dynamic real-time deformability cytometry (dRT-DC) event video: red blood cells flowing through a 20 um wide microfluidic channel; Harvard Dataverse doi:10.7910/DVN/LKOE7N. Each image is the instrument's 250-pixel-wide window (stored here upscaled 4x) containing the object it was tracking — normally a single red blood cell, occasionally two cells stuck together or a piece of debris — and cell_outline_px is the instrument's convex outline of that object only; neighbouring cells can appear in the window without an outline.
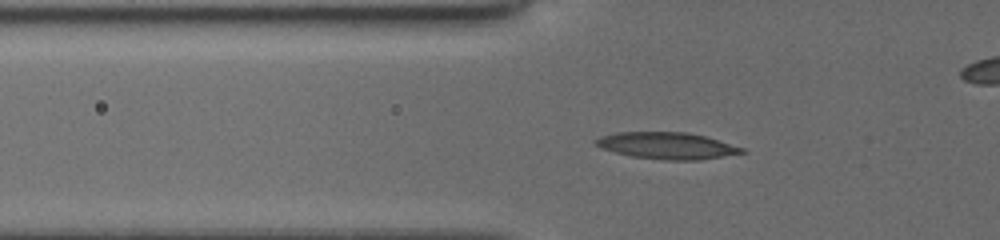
{"species": "common noctule bat (a hibernating species)", "species_latin": "Nyctalus noctula", "temperature_condition": "cold", "stored_images_in_passage": 48, "camera_frame_rate_fps": 3000, "um_per_image_px": 0.085, "animal": {"sex": "female", "body_mass_g": 19.5, "forearm_length_mm": 54.1}, "frame": {"image": 1, "passage_image": 13, "time_ms": 4.0, "image_size_px": [1000, 240], "cell_outline_px": [[748, 152], [700, 160], [664, 160], [632, 156], [600, 148], [592, 144], [592, 140], [600, 136], [616, 132], [688, 132], [704, 136], [744, 148]], "centroid_in_image_um": [56.65, 12.38], "position_along_channel_um": 69.2, "area_um2": 22.83}}
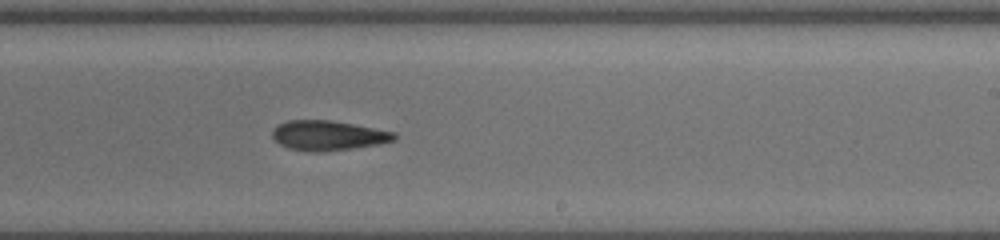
{"frame": {"image": 2, "passage_image": 28, "time_ms": 9.0, "image_size_px": [1000, 240], "cell_outline_px": [[396, 140], [376, 144], [352, 148], [320, 152], [308, 152], [288, 148], [280, 144], [272, 136], [272, 128], [288, 120], [332, 120], [396, 132]], "centroid_in_image_um": [27.87, 11.51], "position_along_channel_um": 261.1, "area_um2": 21.15}}
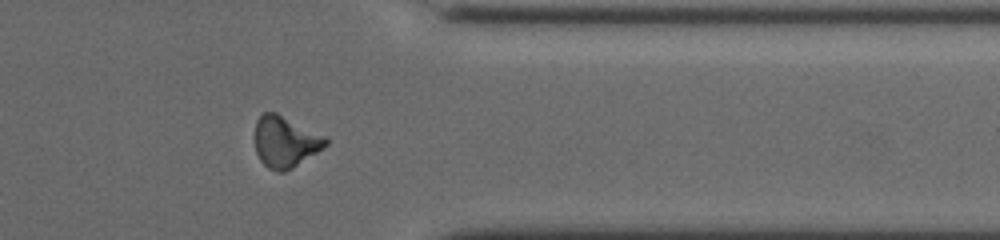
{"frame": {"image": 3, "passage_image": 38, "time_ms": 12.333, "image_size_px": [1000, 240], "cell_outline_px": [[328, 144], [324, 148], [292, 168], [284, 172], [276, 172], [268, 168], [260, 160], [256, 152], [256, 120], [264, 112], [276, 112], [324, 136], [328, 140]], "centroid_in_image_um": [24.24, 12.06], "position_along_channel_um": 387.2, "area_um2": 20.92}}